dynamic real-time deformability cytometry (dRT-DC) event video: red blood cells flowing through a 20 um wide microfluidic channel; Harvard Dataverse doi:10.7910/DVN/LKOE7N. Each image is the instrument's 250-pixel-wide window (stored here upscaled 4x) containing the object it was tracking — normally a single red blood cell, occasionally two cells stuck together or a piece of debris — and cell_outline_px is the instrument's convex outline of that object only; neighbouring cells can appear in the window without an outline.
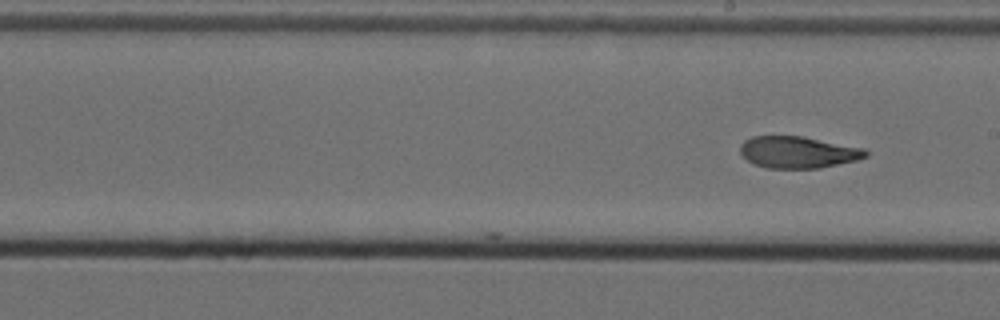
{"species": "Egyptian fruit bat (a non-hibernating species)", "species_latin": "Rousettus aegyptiacus", "temperature_condition": "cold", "stored_images_in_passage": 17, "camera_frame_rate_fps": 3000, "um_per_image_px": 0.085, "animal": {"sex": "female"}, "frame": {"image": 1, "passage_image": 17, "time_ms": 5.333, "image_size_px": [1000, 320], "cell_outline_px": [[868, 156], [856, 160], [820, 168], [768, 168], [752, 164], [740, 152], [740, 144], [744, 140], [752, 136], [804, 136], [864, 148], [868, 152]], "centroid_in_image_um": [67.82, 12.93], "position_along_channel_um": 221.2, "area_um2": 23.29}}